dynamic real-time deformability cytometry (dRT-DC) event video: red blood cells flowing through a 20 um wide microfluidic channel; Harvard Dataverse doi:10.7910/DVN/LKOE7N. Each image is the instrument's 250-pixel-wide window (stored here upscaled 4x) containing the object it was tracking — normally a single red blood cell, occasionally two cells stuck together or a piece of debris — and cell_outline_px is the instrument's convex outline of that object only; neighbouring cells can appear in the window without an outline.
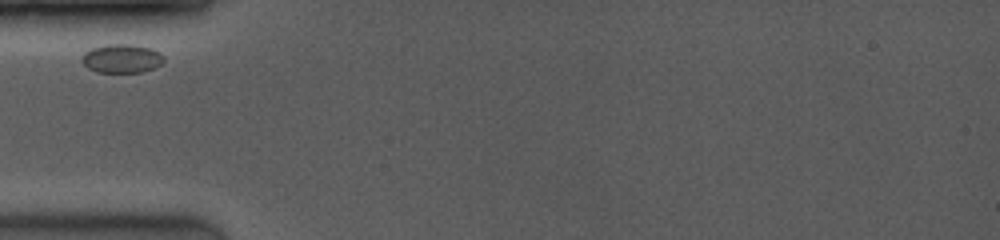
{"species": "common noctule bat (a hibernating species)", "species_latin": "Nyctalus noctula", "temperature_condition": "room temperature", "stored_images_in_passage": 11, "camera_frame_rate_fps": 4000, "um_per_image_px": 0.085, "animal": {"sex": "female", "body_mass_g": 19.0, "forearm_length_mm": 53.3}, "frame": {"image": 1, "passage_image": 1, "time_ms": 0.0, "image_size_px": [1000, 240], "cell_outline_px": [[164, 60], [160, 64], [152, 68], [140, 72], [100, 72], [88, 68], [80, 60], [84, 52], [92, 48], [104, 44], [136, 44], [152, 48], [160, 52], [164, 56]], "centroid_in_image_um": [10.35, 4.95], "position_along_channel_um": 74.7, "area_um2": 13.81}}
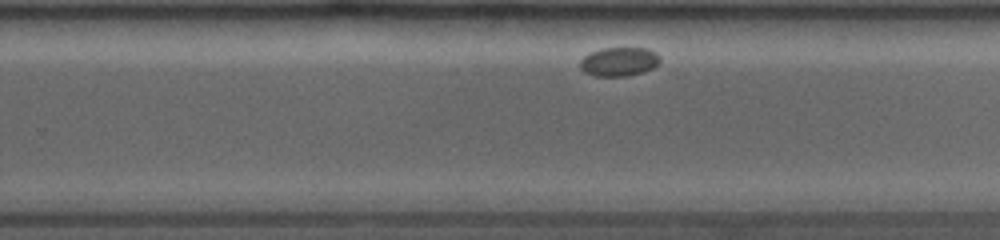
{"frame": {"image": 2, "passage_image": 7, "time_ms": 1.5, "image_size_px": [1000, 240], "cell_outline_px": [[660, 60], [652, 68], [640, 72], [624, 76], [596, 76], [580, 68], [580, 60], [584, 56], [592, 52], [604, 48], [648, 48], [656, 52], [660, 56]], "centroid_in_image_um": [52.63, 5.22], "position_along_channel_um": 277.2, "area_um2": 13.18}}
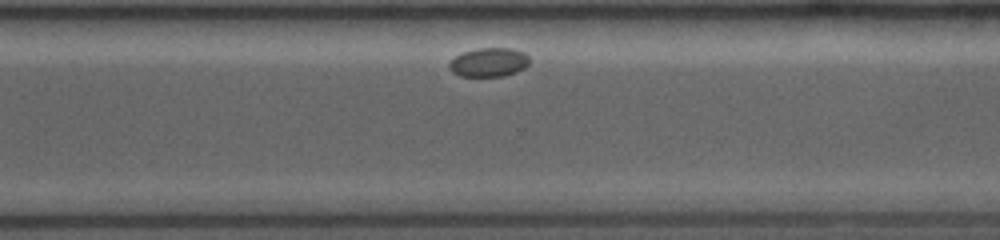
{"frame": {"image": 3, "passage_image": 10, "time_ms": 2.25, "image_size_px": [1000, 240], "cell_outline_px": [[528, 64], [524, 68], [516, 72], [500, 76], [460, 76], [452, 72], [448, 68], [448, 64], [456, 56], [464, 52], [480, 48], [512, 48], [524, 52], [528, 56]], "centroid_in_image_um": [41.54, 5.29], "position_along_channel_um": 329.1, "area_um2": 13.41}}